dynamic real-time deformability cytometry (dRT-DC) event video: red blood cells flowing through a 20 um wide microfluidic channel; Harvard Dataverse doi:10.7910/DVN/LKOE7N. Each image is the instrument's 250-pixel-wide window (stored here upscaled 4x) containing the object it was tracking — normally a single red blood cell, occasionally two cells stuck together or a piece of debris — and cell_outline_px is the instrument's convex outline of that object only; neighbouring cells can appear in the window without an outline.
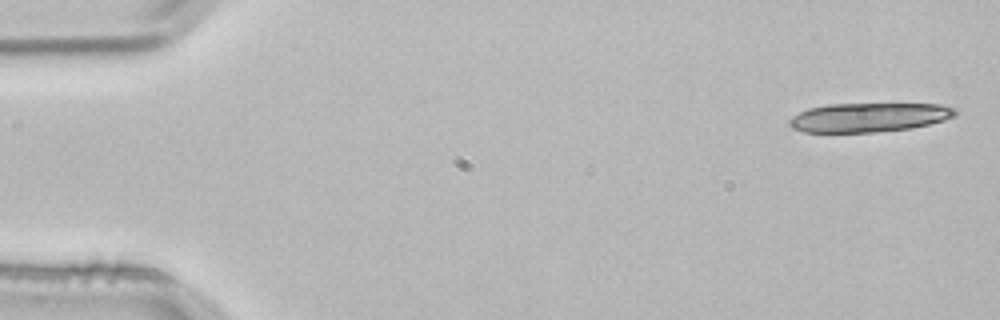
{"species": "common noctule bat (a hibernating species)", "species_latin": "Nyctalus noctula", "temperature_condition": "room temperature", "stored_images_in_passage": 3, "segment_of_instrument_passage": [2, 2], "camera_frame_rate_fps": 3000, "um_per_image_px": 0.085, "animal": {"sex": "male", "body_mass_g": 21.5, "forearm_length_mm": 52.0}, "frame": {"image": 1, "passage_image": 3, "time_ms": 0.667, "image_size_px": [1000, 320], "cell_outline_px": [[960, 112], [956, 116], [944, 120], [912, 128], [876, 132], [804, 132], [792, 128], [788, 124], [788, 120], [792, 116], [808, 108], [828, 104], [940, 104], [956, 108]], "centroid_in_image_um": [73.88, 9.97], "position_along_channel_um": 11.1, "area_um2": 28.32}}